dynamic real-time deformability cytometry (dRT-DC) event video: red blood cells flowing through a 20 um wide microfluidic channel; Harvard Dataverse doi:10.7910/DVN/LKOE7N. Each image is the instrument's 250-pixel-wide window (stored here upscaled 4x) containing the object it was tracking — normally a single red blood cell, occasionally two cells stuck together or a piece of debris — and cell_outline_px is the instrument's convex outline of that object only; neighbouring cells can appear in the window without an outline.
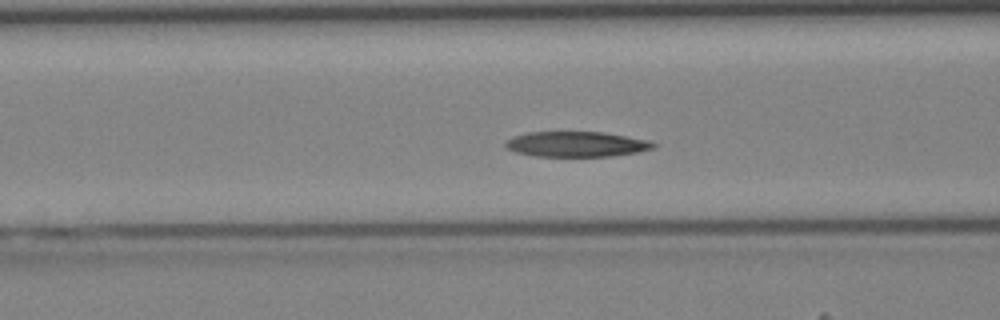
{"species": "Egyptian fruit bat (a non-hibernating species)", "species_latin": "Rousettus aegyptiacus", "temperature_condition": "cold", "stored_images_in_passage": 45, "camera_frame_rate_fps": 3000, "um_per_image_px": 0.085, "animal": {"sex": "female"}, "frame": {"image": 1, "passage_image": 18, "time_ms": 5.667, "image_size_px": [1000, 320], "cell_outline_px": [[656, 148], [636, 152], [612, 156], [536, 156], [516, 152], [504, 148], [504, 144], [512, 136], [528, 132], [604, 132], [648, 140], [656, 144]], "centroid_in_image_um": [48.98, 12.25], "position_along_channel_um": 117.6, "area_um2": 21.79}}
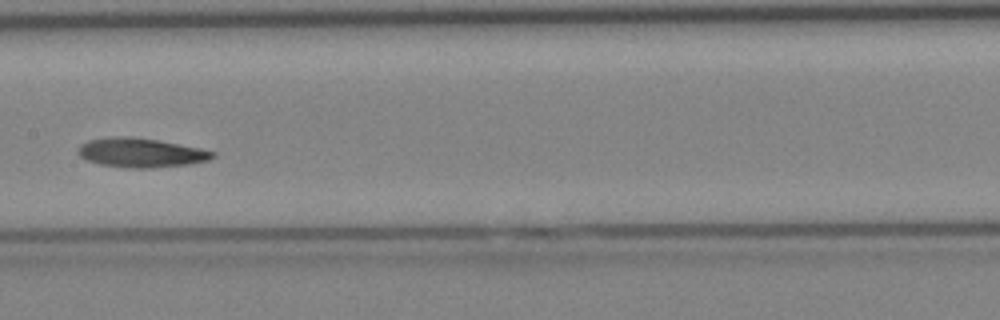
{"frame": {"image": 2, "passage_image": 23, "time_ms": 7.333, "image_size_px": [1000, 320], "cell_outline_px": [[216, 156], [208, 160], [188, 164], [152, 168], [128, 168], [100, 164], [88, 160], [80, 156], [76, 152], [76, 148], [80, 144], [88, 140], [108, 136], [132, 136], [180, 144], [200, 148], [216, 152]], "centroid_in_image_um": [11.94, 12.97], "position_along_channel_um": 195.5, "area_um2": 23.12}}
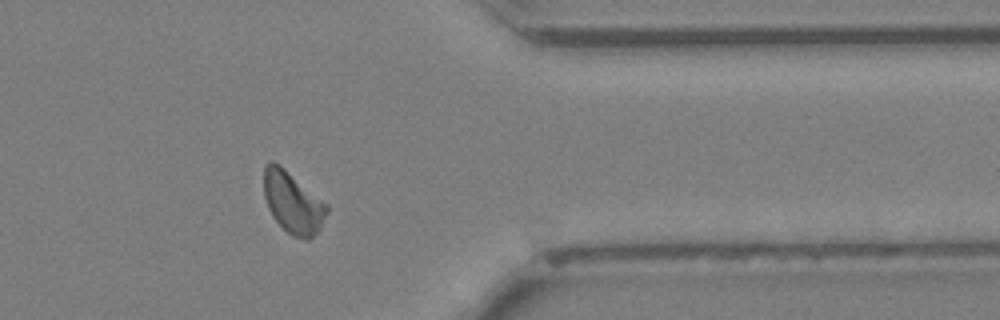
{"frame": {"image": 3, "passage_image": 36, "time_ms": 11.667, "image_size_px": [1000, 320], "cell_outline_px": [[328, 212], [320, 228], [308, 240], [304, 240], [292, 236], [272, 216], [268, 208], [264, 196], [264, 168], [272, 160], [280, 164], [328, 204]], "centroid_in_image_um": [24.9, 17.21], "position_along_channel_um": 386.5, "area_um2": 22.54}}